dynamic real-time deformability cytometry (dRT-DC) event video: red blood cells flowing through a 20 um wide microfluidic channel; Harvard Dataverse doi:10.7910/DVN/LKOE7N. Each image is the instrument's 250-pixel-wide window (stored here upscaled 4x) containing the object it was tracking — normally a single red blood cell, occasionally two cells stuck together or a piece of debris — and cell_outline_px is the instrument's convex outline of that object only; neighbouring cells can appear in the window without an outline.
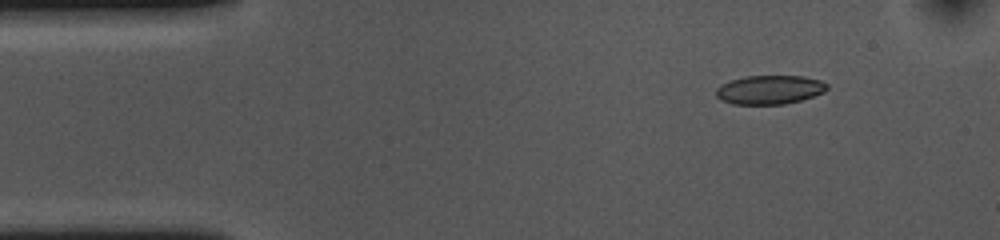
{"species": "common noctule bat (a hibernating species)", "species_latin": "Nyctalus noctula", "temperature_condition": "cold", "stored_images_in_passage": 48, "camera_frame_rate_fps": 3000, "um_per_image_px": 0.085, "animal": {"sex": "female", "body_mass_g": 10.0, "forearm_length_mm": 53.1}, "frame": {"image": 1, "passage_image": 1, "time_ms": 0.0, "image_size_px": [1000, 240], "cell_outline_px": [[828, 88], [824, 92], [800, 100], [784, 104], [732, 104], [720, 100], [716, 96], [716, 88], [720, 84], [744, 76], [804, 76], [820, 80], [828, 84]], "centroid_in_image_um": [65.4, 7.62], "position_along_channel_um": 19.6, "area_um2": 18.73}}
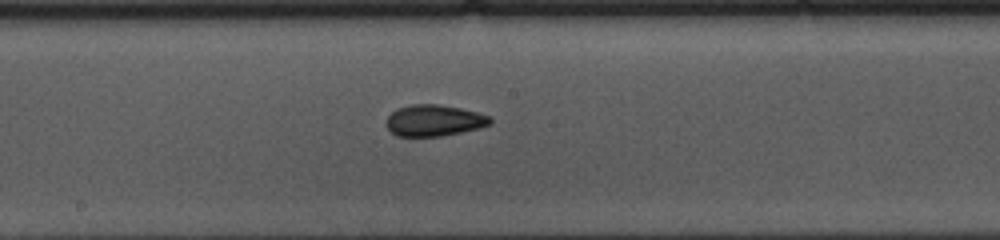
{"frame": {"image": 2, "passage_image": 22, "time_ms": 7.0, "image_size_px": [1000, 240], "cell_outline_px": [[492, 124], [480, 128], [440, 136], [396, 136], [384, 124], [388, 116], [396, 108], [412, 104], [436, 104], [460, 108], [476, 112], [488, 116], [492, 120]], "centroid_in_image_um": [36.87, 10.24], "position_along_channel_um": 211.3, "area_um2": 18.96}}
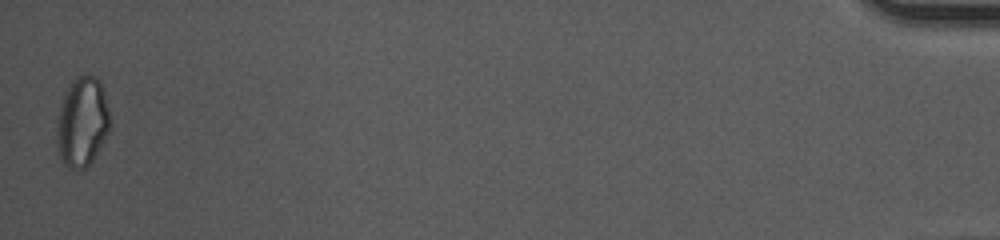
{"frame": {"image": 3, "passage_image": 48, "time_ms": 15.667, "image_size_px": [1000, 240], "cell_outline_px": [[112, 124], [104, 140], [92, 160], [80, 172], [76, 172], [68, 168], [64, 164], [60, 156], [56, 140], [56, 124], [64, 92], [72, 80], [84, 72], [96, 76], [100, 80], [104, 92]], "centroid_in_image_um": [6.99, 10.35], "position_along_channel_um": 428.2, "area_um2": 28.32}, "authors_computed_cell_mechanics": {"area_um2": 19.3052, "velocity_mm_per_s": 3.6528, "shape_relaxation_time_tau1_ms": 6.2998, "shape_relaxation_time_tau2_ms": 2.5886, "deformation_change_tau1": 0.1187, "deformation_change_tau2": 0.0665}}